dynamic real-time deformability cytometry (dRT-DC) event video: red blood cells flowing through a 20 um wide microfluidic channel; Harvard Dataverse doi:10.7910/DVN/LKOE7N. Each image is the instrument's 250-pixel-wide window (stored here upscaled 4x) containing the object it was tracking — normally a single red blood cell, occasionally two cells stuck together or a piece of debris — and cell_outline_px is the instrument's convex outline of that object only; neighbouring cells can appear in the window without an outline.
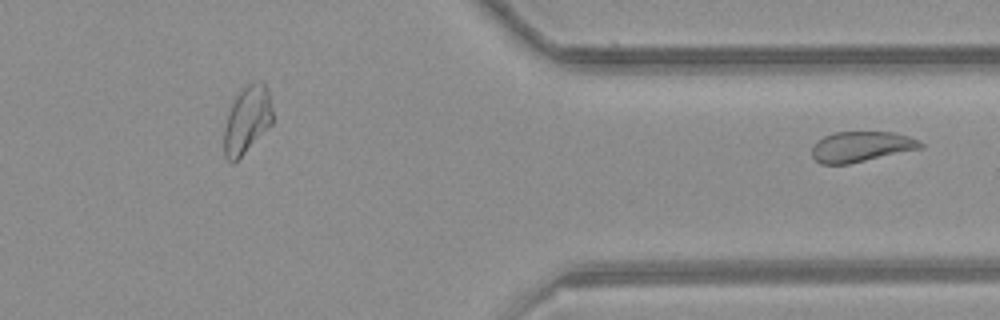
{"species": "common noctule bat (a hibernating species)", "species_latin": "Nyctalus noctula", "temperature_condition": "room temperature", "stored_images_in_passage": 31, "segment_of_instrument_passage": [2, 2], "camera_frame_rate_fps": 3000, "um_per_image_px": 0.085, "animal": {"sex": "female", "body_mass_g": 21.9}, "frame": {"image": 1, "passage_image": 31, "time_ms": 10.0, "image_size_px": [1000, 320], "cell_outline_px": [[924, 144], [920, 148], [848, 164], [820, 164], [812, 156], [812, 144], [824, 136], [832, 132], [892, 132], [908, 136], [920, 140]], "centroid_in_image_um": [73.16, 12.46], "position_along_channel_um": 338.2, "area_um2": 19.13}}